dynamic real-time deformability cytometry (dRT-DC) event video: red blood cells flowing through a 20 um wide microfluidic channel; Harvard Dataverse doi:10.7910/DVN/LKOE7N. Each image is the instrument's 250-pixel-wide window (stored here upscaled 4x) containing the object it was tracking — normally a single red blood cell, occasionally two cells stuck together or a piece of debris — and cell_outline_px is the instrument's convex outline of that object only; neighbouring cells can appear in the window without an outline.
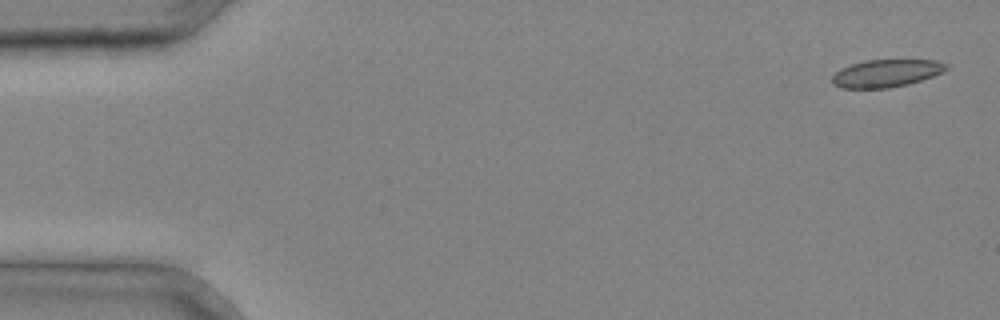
{"species": "common noctule bat (a hibernating species)", "species_latin": "Nyctalus noctula", "temperature_condition": "cold", "stored_images_in_passage": 3, "segment_of_instrument_passage": [2, 2], "camera_frame_rate_fps": 3000, "um_per_image_px": 0.085, "animal": {"sex": "male", "body_mass_g": 20.4}, "frame": {"image": 1, "passage_image": 3, "time_ms": 0.667, "image_size_px": [1000, 320], "cell_outline_px": [[948, 68], [932, 76], [908, 84], [888, 88], [840, 88], [832, 84], [832, 76], [840, 68], [864, 60], [936, 60], [948, 64]], "centroid_in_image_um": [75.29, 6.23], "position_along_channel_um": 9.7, "area_um2": 18.26}}